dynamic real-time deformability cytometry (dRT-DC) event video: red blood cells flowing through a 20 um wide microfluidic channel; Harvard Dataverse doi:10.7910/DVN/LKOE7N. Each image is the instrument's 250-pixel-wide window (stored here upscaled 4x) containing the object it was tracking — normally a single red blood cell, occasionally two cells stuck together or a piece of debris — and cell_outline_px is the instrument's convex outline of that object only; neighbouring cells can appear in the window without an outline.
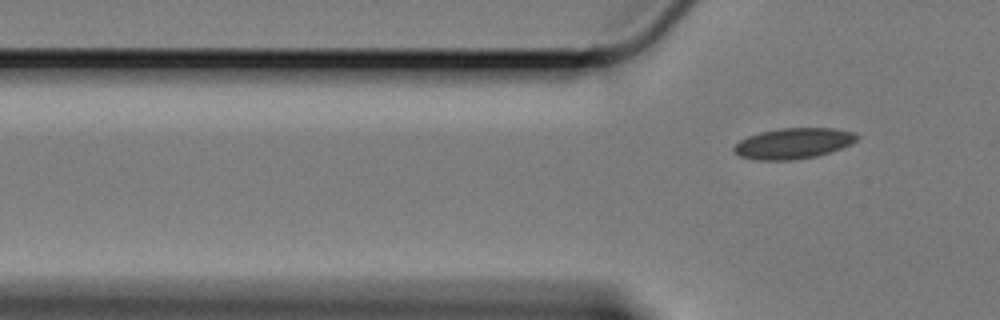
{"species": "Egyptian fruit bat (a non-hibernating species)", "species_latin": "Rousettus aegyptiacus", "temperature_condition": "cold", "stored_images_in_passage": 12, "camera_frame_rate_fps": 3000, "um_per_image_px": 0.085, "animal": {"sex": "female"}, "frame": {"image": 1, "passage_image": 12, "time_ms": 3.667, "image_size_px": [1000, 320], "cell_outline_px": [[860, 136], [852, 144], [816, 156], [792, 160], [752, 160], [740, 156], [732, 152], [732, 148], [740, 140], [748, 136], [760, 132], [780, 128], [836, 128], [856, 132]], "centroid_in_image_um": [67.42, 12.18], "position_along_channel_um": 58.4, "area_um2": 22.2}}